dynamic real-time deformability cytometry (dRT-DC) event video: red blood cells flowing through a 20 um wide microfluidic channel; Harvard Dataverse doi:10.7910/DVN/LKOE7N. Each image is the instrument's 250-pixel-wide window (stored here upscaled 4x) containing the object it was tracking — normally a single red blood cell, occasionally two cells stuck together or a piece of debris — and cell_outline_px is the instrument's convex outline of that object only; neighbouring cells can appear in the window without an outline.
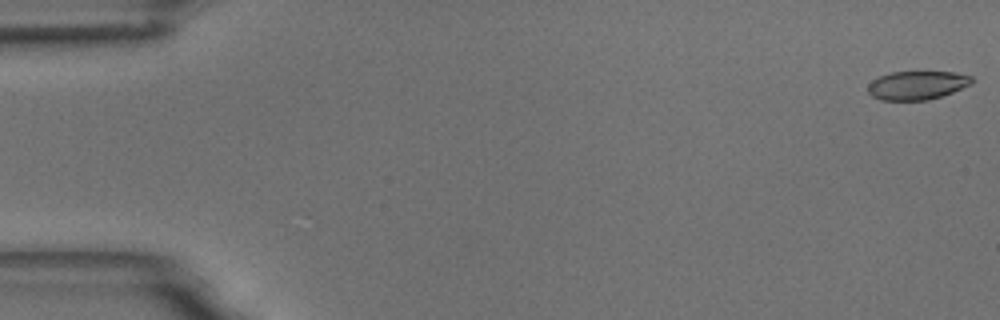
{"species": "common noctule bat (a hibernating species)", "species_latin": "Nyctalus noctula", "temperature_condition": "room temperature", "stored_images_in_passage": 55, "camera_frame_rate_fps": 3000, "um_per_image_px": 0.085, "animal": {"sex": "male", "body_mass_g": 18.8}, "frame": {"image": 1, "passage_image": 1, "time_ms": 0.0, "image_size_px": [1000, 320], "cell_outline_px": [[972, 84], [952, 92], [928, 100], [880, 100], [872, 96], [868, 92], [868, 84], [872, 80], [880, 76], [892, 72], [952, 72], [972, 76]], "centroid_in_image_um": [77.93, 7.25], "position_along_channel_um": 7.1, "area_um2": 17.22}}
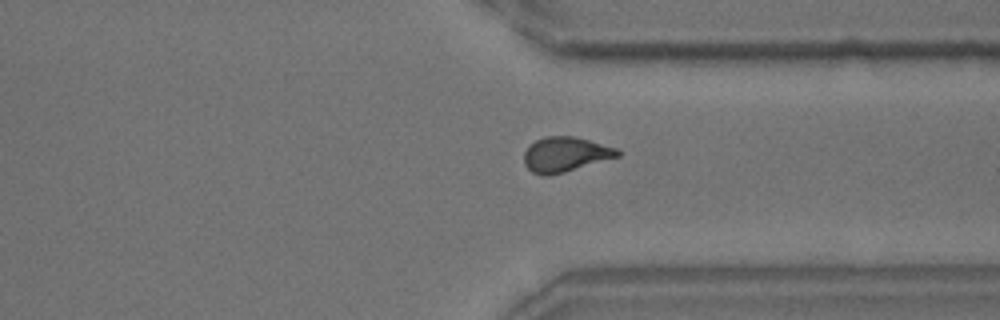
{"frame": {"image": 2, "passage_image": 42, "time_ms": 13.667, "image_size_px": [1000, 320], "cell_outline_px": [[620, 156], [564, 172], [548, 176], [544, 176], [532, 172], [524, 164], [524, 152], [528, 144], [544, 136], [572, 136], [588, 140], [616, 148], [620, 152]], "centroid_in_image_um": [48.01, 13.12], "position_along_channel_um": 363.4, "area_um2": 18.96}}
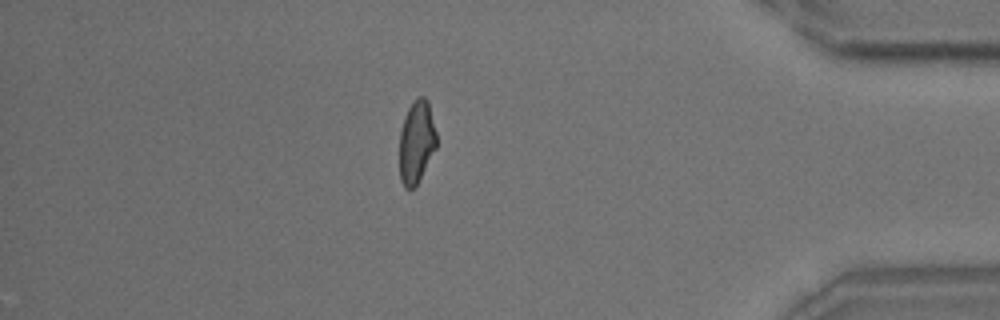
{"frame": {"image": 3, "passage_image": 48, "time_ms": 15.667, "image_size_px": [1000, 320], "cell_outline_px": [[436, 148], [416, 184], [412, 188], [404, 188], [400, 180], [400, 128], [404, 116], [412, 100], [416, 96], [424, 96], [428, 100], [436, 132]], "centroid_in_image_um": [35.39, 12.0], "position_along_channel_um": 399.8, "area_um2": 17.86}, "authors_computed_cell_mechanics": {"area_um2": 18.8428, "velocity_mm_per_s": 3.6677, "shape_relaxation_time_tau1_ms": 7.4732, "shape_relaxation_time_tau2_ms": 1.6946, "deformation_change_tau1": 0.2002, "deformation_change_tau2": 0.0696}}